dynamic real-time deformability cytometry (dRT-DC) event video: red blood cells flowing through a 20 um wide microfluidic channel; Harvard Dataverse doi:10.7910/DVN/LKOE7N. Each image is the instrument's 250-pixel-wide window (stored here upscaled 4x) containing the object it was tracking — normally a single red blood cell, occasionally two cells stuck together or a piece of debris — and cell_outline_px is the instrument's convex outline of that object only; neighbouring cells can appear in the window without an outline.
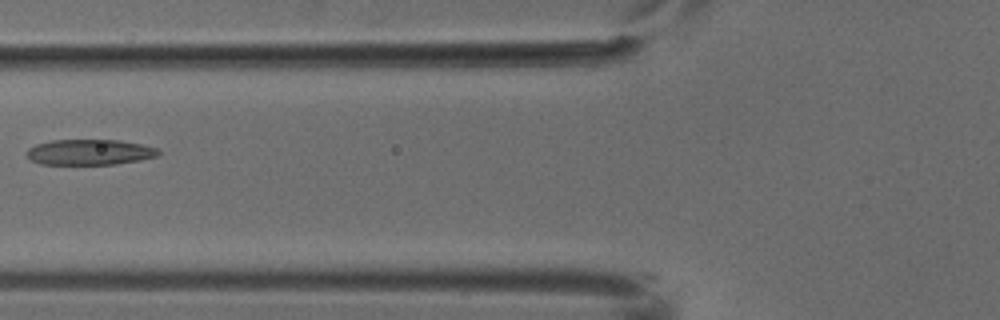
{"species": "common noctule bat (a hibernating species)", "species_latin": "Nyctalus noctula", "temperature_condition": "cold", "stored_images_in_passage": 7, "camera_frame_rate_fps": 3000, "um_per_image_px": 0.085, "animal": {"sex": "male", "body_mass_g": 18.8}, "frame": {"image": 1, "passage_image": 6, "time_ms": 1.667, "image_size_px": [1000, 320], "cell_outline_px": [[160, 156], [140, 160], [116, 164], [40, 164], [28, 160], [24, 152], [28, 148], [36, 144], [52, 140], [120, 140], [140, 144], [156, 148], [160, 152]], "centroid_in_image_um": [7.57, 12.94], "position_along_channel_um": 118.2, "area_um2": 19.83}}
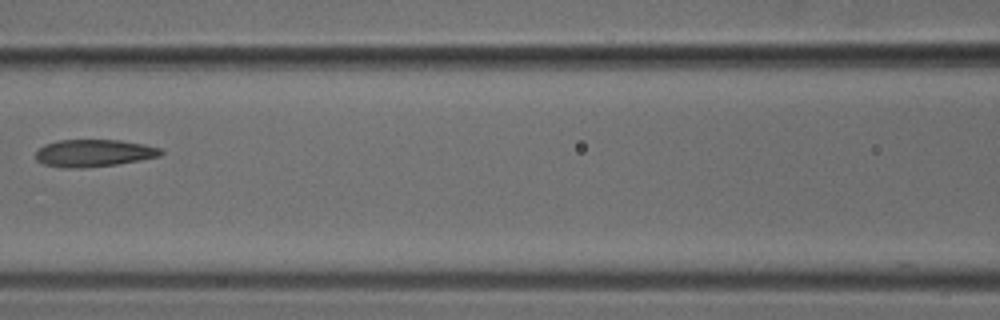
{"frame": {"image": 2, "passage_image": 7, "time_ms": 2.0, "image_size_px": [1000, 320], "cell_outline_px": [[164, 152], [160, 156], [116, 164], [80, 168], [60, 168], [44, 164], [36, 160], [36, 152], [44, 144], [56, 140], [120, 140], [144, 144], [160, 148]], "centroid_in_image_um": [7.94, 13.01], "position_along_channel_um": 158.7, "area_um2": 19.88}}